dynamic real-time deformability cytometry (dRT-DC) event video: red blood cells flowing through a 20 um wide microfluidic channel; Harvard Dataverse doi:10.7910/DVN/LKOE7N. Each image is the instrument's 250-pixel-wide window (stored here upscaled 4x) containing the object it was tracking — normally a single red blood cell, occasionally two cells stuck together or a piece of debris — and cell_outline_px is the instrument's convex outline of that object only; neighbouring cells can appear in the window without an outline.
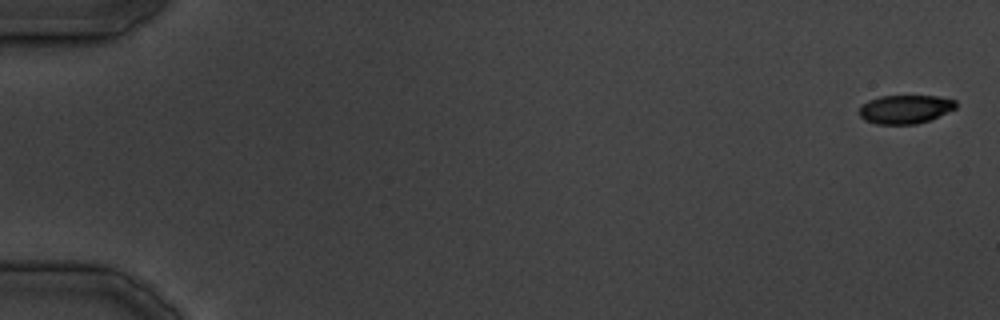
{"species": "common noctule bat (a hibernating species)", "species_latin": "Nyctalus noctula", "temperature_condition": "cold", "stored_images_in_passage": 12, "camera_frame_rate_fps": 3000, "um_per_image_px": 0.085, "animal": {"sex": "male", "body_mass_g": 19.5, "forearm_length_mm": 54.6}, "frame": {"image": 1, "passage_image": 1, "time_ms": 0.0, "image_size_px": [1000, 320], "cell_outline_px": [[956, 108], [928, 120], [916, 124], [876, 124], [864, 120], [860, 116], [860, 108], [868, 100], [880, 96], [940, 96], [956, 100]], "centroid_in_image_um": [76.94, 9.28], "position_along_channel_um": 8.1, "area_um2": 16.01}}